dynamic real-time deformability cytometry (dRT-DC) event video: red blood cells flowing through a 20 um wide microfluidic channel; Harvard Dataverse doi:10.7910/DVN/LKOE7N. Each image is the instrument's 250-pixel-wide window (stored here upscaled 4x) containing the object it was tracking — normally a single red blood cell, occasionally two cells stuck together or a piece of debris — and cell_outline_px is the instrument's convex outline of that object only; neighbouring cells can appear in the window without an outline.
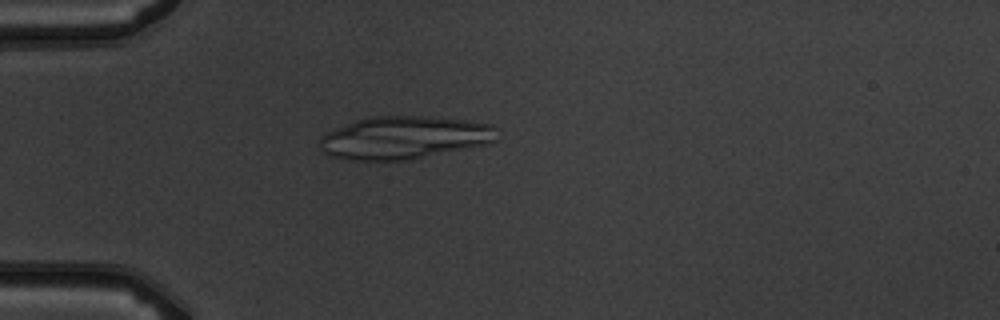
{"species": "common noctule bat (a hibernating species)", "species_latin": "Nyctalus noctula", "temperature_condition": "warm", "stored_images_in_passage": 5, "camera_frame_rate_fps": 3000, "um_per_image_px": 0.085, "animal": {"sex": "male", "body_mass_g": 19.5, "forearm_length_mm": 54.6}, "frame": {"image": 1, "passage_image": 5, "time_ms": 4.667, "image_size_px": [1000, 320], "cell_outline_px": [[496, 140], [488, 144], [412, 160], [352, 160], [328, 156], [324, 152], [320, 144], [320, 136], [324, 132], [356, 120], [368, 116], [428, 116], [464, 120], [492, 124], [496, 128]], "centroid_in_image_um": [34.35, 11.7], "position_along_channel_um": 50.7, "area_um2": 44.62}}